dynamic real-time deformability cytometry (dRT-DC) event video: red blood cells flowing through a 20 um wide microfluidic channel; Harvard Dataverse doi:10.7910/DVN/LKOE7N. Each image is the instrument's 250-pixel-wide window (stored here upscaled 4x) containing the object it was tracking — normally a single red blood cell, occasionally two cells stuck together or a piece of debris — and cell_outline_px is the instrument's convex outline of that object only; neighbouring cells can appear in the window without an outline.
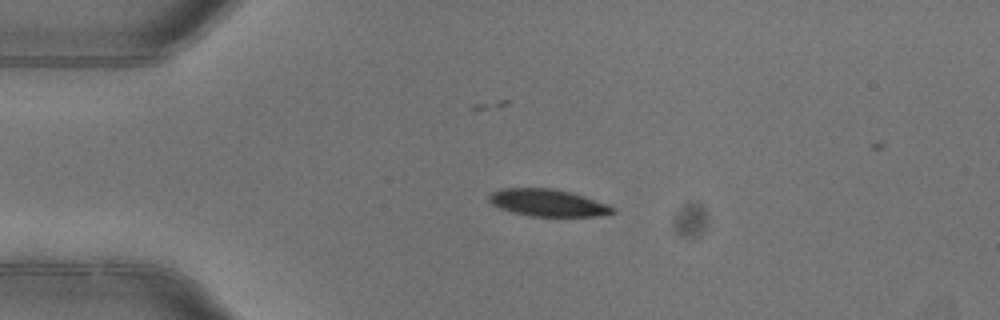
{"species": "common noctule bat (a hibernating species)", "species_latin": "Nyctalus noctula", "temperature_condition": "warm", "stored_images_in_passage": 4, "camera_frame_rate_fps": 3000, "um_per_image_px": 0.085, "animal": {"sex": "female"}, "frame": {"image": 1, "passage_image": 3, "time_ms": 0.667, "image_size_px": [1000, 320], "cell_outline_px": [[616, 212], [600, 216], [532, 216], [512, 212], [500, 208], [492, 204], [488, 200], [488, 196], [492, 192], [500, 188], [552, 188], [584, 196], [608, 204], [616, 208]], "centroid_in_image_um": [46.57, 17.24], "position_along_channel_um": 38.4, "area_um2": 19.54}}